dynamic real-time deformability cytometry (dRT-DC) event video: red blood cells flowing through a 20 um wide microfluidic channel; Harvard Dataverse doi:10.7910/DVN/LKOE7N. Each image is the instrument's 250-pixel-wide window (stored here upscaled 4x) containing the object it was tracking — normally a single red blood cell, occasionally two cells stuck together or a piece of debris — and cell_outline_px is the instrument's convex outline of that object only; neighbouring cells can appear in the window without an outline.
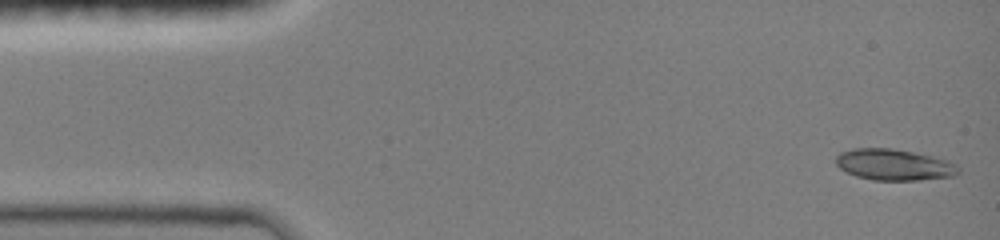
{"species": "common noctule bat (a hibernating species)", "species_latin": "Nyctalus noctula", "temperature_condition": "room temperature", "stored_images_in_passage": 46, "camera_frame_rate_fps": 3000, "um_per_image_px": 0.085, "animal": {"sex": "female", "body_mass_g": 19.0, "forearm_length_mm": 51.5}, "frame": {"image": 1, "passage_image": 1, "time_ms": 0.0, "image_size_px": [1000, 240], "cell_outline_px": [[960, 172], [956, 176], [920, 180], [872, 180], [856, 176], [840, 168], [836, 164], [836, 156], [840, 152], [852, 148], [892, 148], [932, 156], [948, 160], [956, 164], [960, 168]], "centroid_in_image_um": [76.02, 14.0], "position_along_channel_um": 9.0, "area_um2": 22.43}}
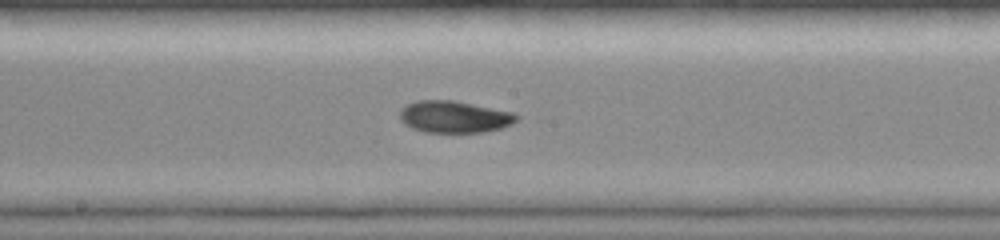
{"frame": {"image": 2, "passage_image": 24, "time_ms": 7.667, "image_size_px": [1000, 240], "cell_outline_px": [[520, 116], [512, 124], [500, 128], [480, 132], [424, 132], [412, 128], [404, 124], [400, 120], [400, 108], [416, 100], [452, 100], [512, 112]], "centroid_in_image_um": [38.57, 9.93], "position_along_channel_um": 209.6, "area_um2": 21.56}}
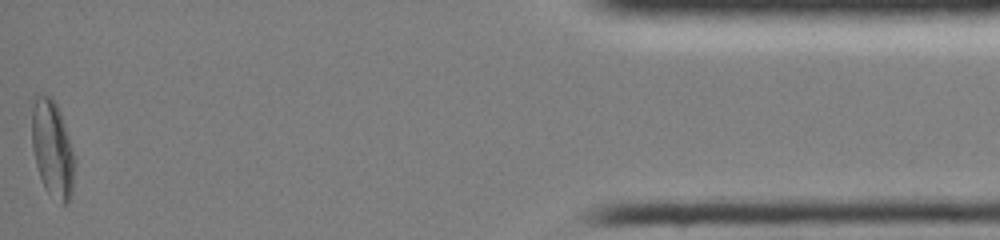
{"frame": {"image": 3, "passage_image": 46, "time_ms": 15.0, "image_size_px": [1000, 240], "cell_outline_px": [[76, 160], [72, 196], [68, 204], [60, 204], [44, 188], [36, 164], [32, 148], [32, 96], [36, 92], [44, 92], [52, 96], [60, 112], [76, 156]], "centroid_in_image_um": [4.47, 12.61], "position_along_channel_um": 430.7, "area_um2": 25.09}, "authors_computed_cell_mechanics": {"area_um2": 21.5305, "velocity_mm_per_s": 4.069, "shape_relaxation_time_tau1_ms": null, "shape_relaxation_time_tau2_ms": 3.2753, "deformation_change_tau1": null, "deformation_change_tau2": 0.049}}